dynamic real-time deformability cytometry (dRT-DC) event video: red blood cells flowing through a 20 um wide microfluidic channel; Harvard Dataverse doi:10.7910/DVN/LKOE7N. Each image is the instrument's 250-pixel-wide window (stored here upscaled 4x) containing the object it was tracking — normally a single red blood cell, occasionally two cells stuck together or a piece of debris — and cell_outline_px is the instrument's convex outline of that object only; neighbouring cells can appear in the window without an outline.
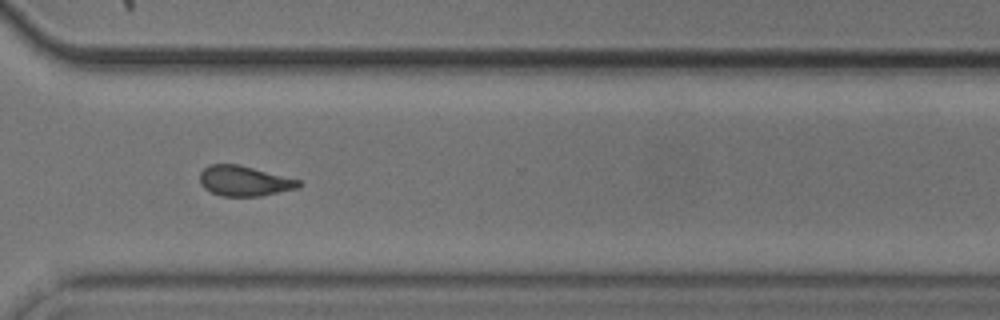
{"species": "common noctule bat (a hibernating species)", "species_latin": "Nyctalus noctula", "temperature_condition": "cold", "stored_images_in_passage": 38, "camera_frame_rate_fps": 3000, "um_per_image_px": 0.085, "animal": {"sex": "male", "body_mass_g": 20.5, "forearm_length_mm": 52.5}, "frame": {"image": 1, "passage_image": 27, "time_ms": 8.667, "image_size_px": [1000, 320], "cell_outline_px": [[304, 184], [296, 188], [260, 196], [220, 196], [204, 188], [200, 184], [200, 172], [208, 164], [236, 164], [300, 180]], "centroid_in_image_um": [20.73, 15.38], "position_along_channel_um": 349.9, "area_um2": 17.22}}